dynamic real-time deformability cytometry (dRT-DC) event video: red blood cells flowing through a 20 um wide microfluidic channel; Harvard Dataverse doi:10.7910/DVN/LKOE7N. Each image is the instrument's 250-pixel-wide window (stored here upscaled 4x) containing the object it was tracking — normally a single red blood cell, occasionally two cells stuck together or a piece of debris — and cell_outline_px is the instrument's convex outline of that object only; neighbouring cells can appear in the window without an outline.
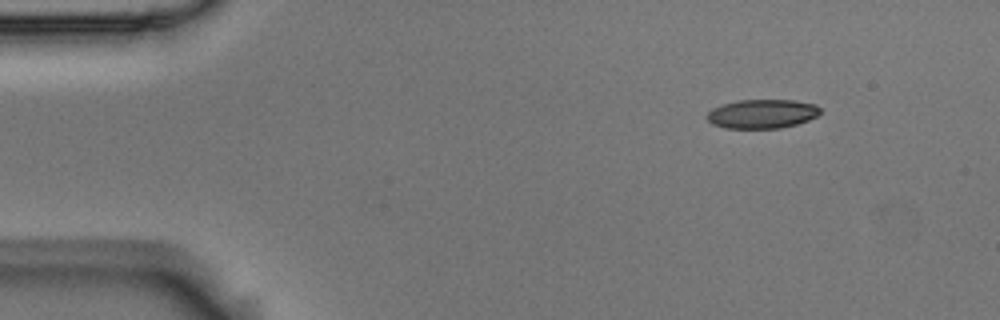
{"species": "Egyptian fruit bat (a non-hibernating species)", "species_latin": "Rousettus aegyptiacus", "temperature_condition": "room temperature", "stored_images_in_passage": 10, "camera_frame_rate_fps": 3000, "um_per_image_px": 0.085, "animal": {"sex": "male"}, "frame": {"image": 1, "passage_image": 1, "time_ms": 0.0, "image_size_px": [1000, 320], "cell_outline_px": [[820, 112], [816, 116], [808, 120], [796, 124], [780, 128], [724, 128], [712, 124], [708, 120], [708, 112], [712, 108], [720, 104], [740, 100], [796, 100], [816, 104], [820, 108]], "centroid_in_image_um": [64.77, 9.67], "position_along_channel_um": 20.2, "area_um2": 19.19}}